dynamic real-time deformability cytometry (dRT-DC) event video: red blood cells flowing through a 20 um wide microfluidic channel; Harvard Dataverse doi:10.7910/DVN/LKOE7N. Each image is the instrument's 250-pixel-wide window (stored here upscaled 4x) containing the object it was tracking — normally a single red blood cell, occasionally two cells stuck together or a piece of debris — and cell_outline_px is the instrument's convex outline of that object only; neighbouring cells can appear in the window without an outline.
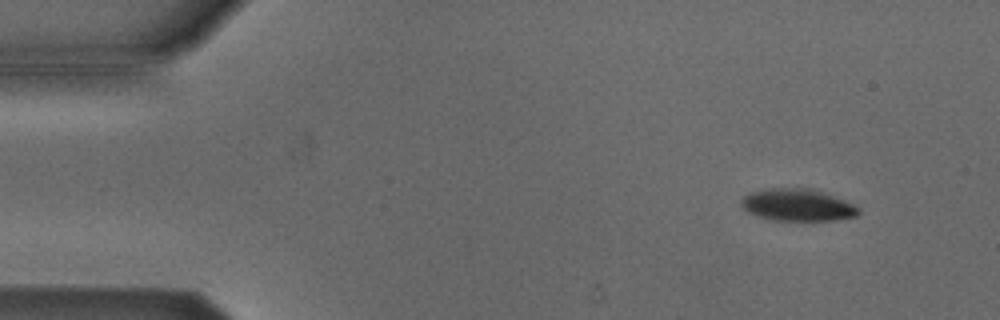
{"species": "Egyptian fruit bat (a non-hibernating species)", "species_latin": "Rousettus aegyptiacus", "temperature_condition": "cold", "stored_images_in_passage": 53, "camera_frame_rate_fps": 3000, "um_per_image_px": 0.085, "animal": {"sex": "male"}, "frame": {"image": 1, "passage_image": 5, "time_ms": 1.333, "image_size_px": [1000, 320], "cell_outline_px": [[860, 212], [856, 216], [836, 220], [776, 220], [760, 216], [748, 212], [740, 204], [740, 200], [748, 192], [764, 188], [812, 188], [844, 200], [860, 208]], "centroid_in_image_um": [67.77, 17.4], "position_along_channel_um": 17.2, "area_um2": 21.91}}
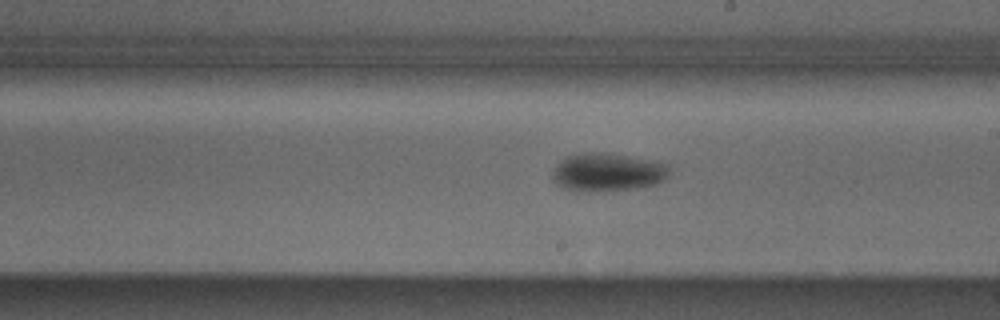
{"frame": {"image": 2, "passage_image": 30, "time_ms": 9.667, "image_size_px": [1000, 320], "cell_outline_px": [[668, 176], [664, 180], [656, 184], [640, 188], [612, 192], [576, 192], [564, 188], [556, 184], [552, 180], [552, 168], [564, 156], [580, 152], [612, 152], [668, 164]], "centroid_in_image_um": [51.58, 14.65], "position_along_channel_um": 237.4, "area_um2": 27.11}}
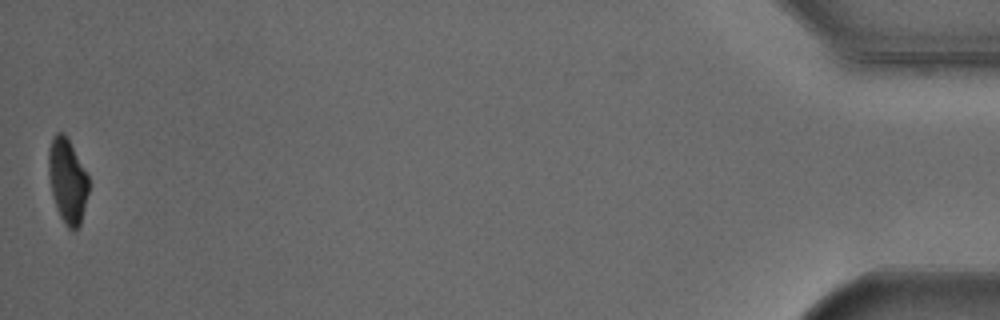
{"frame": {"image": 3, "passage_image": 53, "time_ms": 17.333, "image_size_px": [1000, 320], "cell_outline_px": [[88, 192], [80, 224], [76, 228], [68, 228], [60, 216], [56, 208], [52, 196], [48, 176], [48, 148], [52, 136], [56, 132], [64, 132], [88, 176]], "centroid_in_image_um": [5.69, 15.33], "position_along_channel_um": 429.5, "area_um2": 19.59}, "authors_computed_cell_mechanics": {"area_um2": 23.0622, "velocity_mm_per_s": 3.8134, "shape_relaxation_time_tau1_ms": 3.6806, "shape_relaxation_time_tau2_ms": null, "deformation_change_tau1": 0.1218, "deformation_change_tau2": null}}